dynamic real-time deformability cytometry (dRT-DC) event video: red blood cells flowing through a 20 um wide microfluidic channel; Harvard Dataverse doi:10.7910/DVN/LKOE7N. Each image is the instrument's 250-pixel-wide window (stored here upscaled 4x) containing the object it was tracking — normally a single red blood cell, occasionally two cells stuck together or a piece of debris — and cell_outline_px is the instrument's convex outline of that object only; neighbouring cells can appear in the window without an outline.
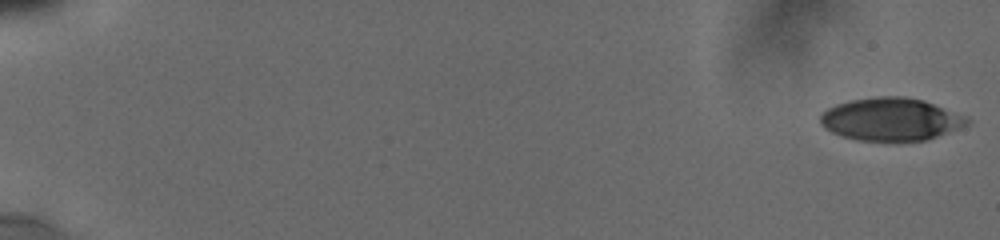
{"species": "human", "species_latin": "Homo sapiens", "temperature_condition": "cold", "stored_images_in_passage": 19, "camera_frame_rate_fps": 3000, "um_per_image_px": 0.085, "donor": {"sex": "male"}, "frame": {"image": 1, "passage_image": 1, "time_ms": 0.0, "image_size_px": [1000, 240], "cell_outline_px": [[972, 120], [968, 124], [928, 140], [896, 144], [856, 140], [840, 136], [824, 128], [820, 124], [820, 112], [836, 104], [848, 100], [876, 96], [904, 96], [924, 100], [964, 116]], "centroid_in_image_um": [75.67, 10.18], "position_along_channel_um": 9.3, "area_um2": 37.63}}